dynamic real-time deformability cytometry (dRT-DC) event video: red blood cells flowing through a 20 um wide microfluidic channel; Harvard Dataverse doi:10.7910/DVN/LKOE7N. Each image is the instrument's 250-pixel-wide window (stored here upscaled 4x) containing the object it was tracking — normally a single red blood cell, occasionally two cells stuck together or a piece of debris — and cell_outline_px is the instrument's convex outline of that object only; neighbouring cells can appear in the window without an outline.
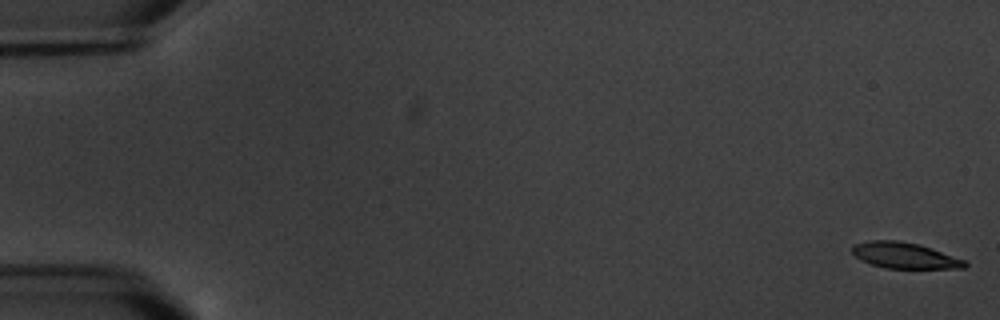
{"species": "common noctule bat (a hibernating species)", "species_latin": "Nyctalus noctula", "temperature_condition": "warm", "stored_images_in_passage": 7, "camera_frame_rate_fps": 3000, "um_per_image_px": 0.085, "animal": {"sex": "male", "body_mass_g": 20.1, "forearm_length_mm": 53.5}, "frame": {"image": 1, "passage_image": 1, "time_ms": 0.0, "image_size_px": [1000, 320], "cell_outline_px": [[968, 264], [964, 268], [884, 268], [860, 260], [852, 252], [852, 244], [868, 240], [900, 240], [920, 244], [964, 260]], "centroid_in_image_um": [76.84, 21.7], "position_along_channel_um": 8.2, "area_um2": 17.05}}
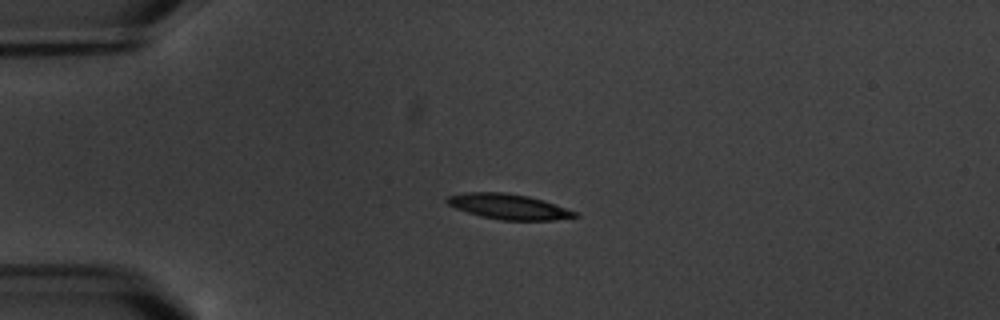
{"frame": {"image": 2, "passage_image": 5, "time_ms": 4.667, "image_size_px": [1000, 320], "cell_outline_px": [[580, 216], [552, 220], [500, 220], [480, 216], [456, 208], [448, 204], [444, 200], [448, 196], [464, 192], [504, 192], [528, 196], [544, 200], [580, 212]], "centroid_in_image_um": [43.27, 17.56], "position_along_channel_um": 41.7, "area_um2": 19.02}}